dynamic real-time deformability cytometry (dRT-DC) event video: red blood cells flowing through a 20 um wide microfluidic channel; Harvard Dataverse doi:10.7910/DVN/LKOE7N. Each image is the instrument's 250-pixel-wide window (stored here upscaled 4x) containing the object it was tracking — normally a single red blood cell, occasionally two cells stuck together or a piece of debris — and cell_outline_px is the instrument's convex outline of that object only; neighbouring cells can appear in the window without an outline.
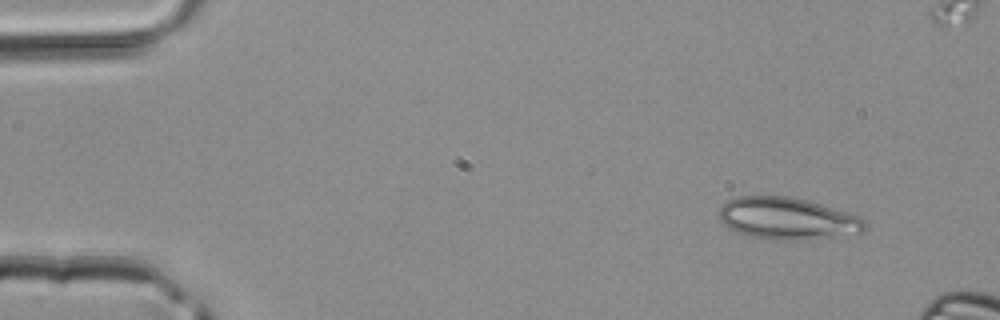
{"species": "common noctule bat (a hibernating species)", "species_latin": "Nyctalus noctula", "temperature_condition": "room temperature", "stored_images_in_passage": 4, "camera_frame_rate_fps": 3000, "um_per_image_px": 0.085, "animal": {"sex": "male", "body_mass_g": 20.4}, "frame": {"image": 1, "passage_image": 1, "time_ms": 0.0, "image_size_px": [1000, 320], "cell_outline_px": [[868, 228], [864, 232], [808, 240], [780, 240], [752, 236], [728, 228], [720, 220], [720, 208], [728, 200], [736, 196], [788, 196], [808, 200], [860, 216], [868, 220]], "centroid_in_image_um": [67.0, 18.57], "position_along_channel_um": 18.0, "area_um2": 35.78}}